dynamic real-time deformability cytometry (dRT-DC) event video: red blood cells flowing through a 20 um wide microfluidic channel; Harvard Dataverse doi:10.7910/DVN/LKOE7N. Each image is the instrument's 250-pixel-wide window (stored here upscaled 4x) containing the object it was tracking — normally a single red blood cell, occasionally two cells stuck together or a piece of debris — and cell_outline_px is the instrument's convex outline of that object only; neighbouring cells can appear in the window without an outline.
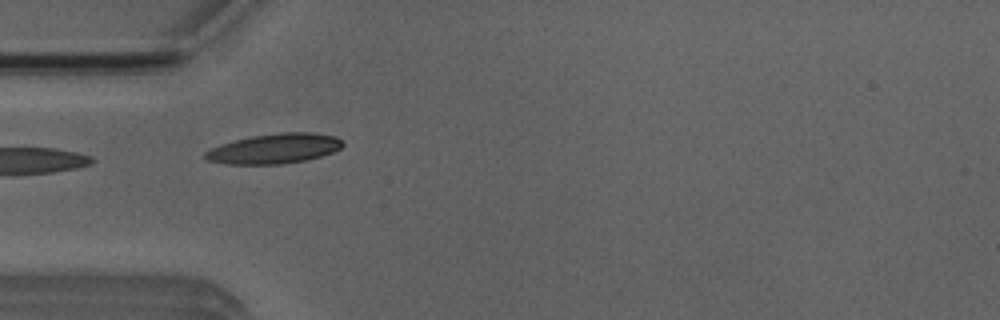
{"species": "Egyptian fruit bat (a non-hibernating species)", "species_latin": "Rousettus aegyptiacus", "temperature_condition": "room temperature", "stored_images_in_passage": 5, "camera_frame_rate_fps": 3000, "um_per_image_px": 0.085, "animal": {"sex": "male"}, "frame": {"image": 1, "passage_image": 4, "time_ms": 3.333, "image_size_px": [1000, 320], "cell_outline_px": [[344, 144], [340, 148], [332, 152], [320, 156], [304, 160], [280, 164], [228, 164], [208, 160], [204, 156], [204, 152], [220, 144], [252, 136], [280, 132], [312, 132], [336, 136]], "centroid_in_image_um": [23.33, 12.62], "position_along_channel_um": 61.7, "area_um2": 23.76}}